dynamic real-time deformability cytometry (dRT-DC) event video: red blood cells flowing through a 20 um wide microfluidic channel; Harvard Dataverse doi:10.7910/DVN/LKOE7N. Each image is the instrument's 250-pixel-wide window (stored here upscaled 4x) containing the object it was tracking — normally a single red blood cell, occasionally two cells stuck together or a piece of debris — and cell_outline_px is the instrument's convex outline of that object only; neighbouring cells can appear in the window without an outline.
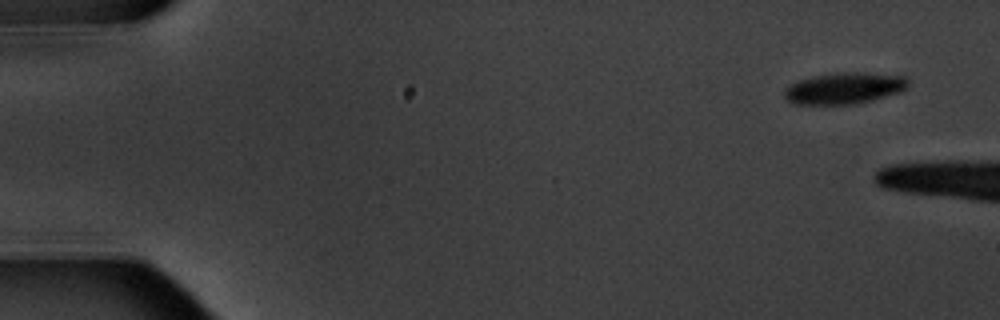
{"species": "common noctule bat (a hibernating species)", "species_latin": "Nyctalus noctula", "temperature_condition": "warm", "stored_images_in_passage": 3, "camera_frame_rate_fps": 3000, "um_per_image_px": 0.085, "animal": {"sex": "male", "body_mass_g": 20.1, "forearm_length_mm": 53.5}, "frame": {"image": 1, "passage_image": 1, "time_ms": 0.0, "image_size_px": [1000, 320], "cell_outline_px": [[908, 84], [900, 92], [872, 100], [856, 104], [792, 104], [784, 96], [784, 88], [796, 80], [812, 76], [844, 72], [864, 72], [904, 76], [908, 80]], "centroid_in_image_um": [71.72, 7.49], "position_along_channel_um": 13.3, "area_um2": 22.72}}